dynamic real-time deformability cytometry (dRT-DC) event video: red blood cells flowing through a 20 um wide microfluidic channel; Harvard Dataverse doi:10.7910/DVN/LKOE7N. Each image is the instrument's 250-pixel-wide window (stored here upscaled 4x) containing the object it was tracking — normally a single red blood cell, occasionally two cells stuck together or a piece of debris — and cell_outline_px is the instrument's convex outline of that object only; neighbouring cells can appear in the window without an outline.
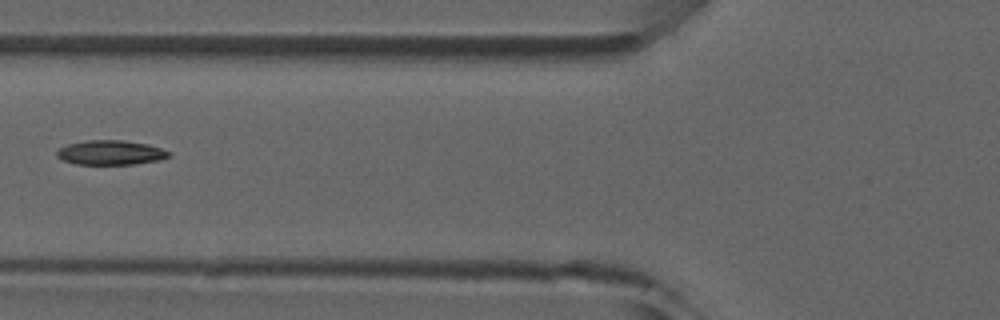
{"species": "common noctule bat (a hibernating species)", "species_latin": "Nyctalus noctula", "temperature_condition": "room temperature", "stored_images_in_passage": 8, "camera_frame_rate_fps": 3000, "um_per_image_px": 0.085, "animal": {"sex": "male", "forearm_length_mm": 52.5}, "frame": {"image": 1, "passage_image": 6, "time_ms": 5.667, "image_size_px": [1000, 320], "cell_outline_px": [[172, 156], [160, 160], [132, 164], [76, 164], [64, 160], [56, 156], [56, 152], [60, 148], [68, 144], [88, 140], [124, 140], [148, 144], [172, 152]], "centroid_in_image_um": [9.45, 12.97], "position_along_channel_um": 116.4, "area_um2": 16.01}}
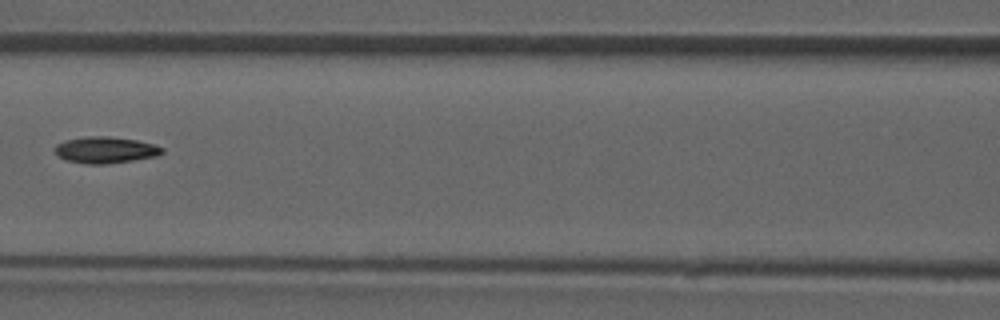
{"frame": {"image": 2, "passage_image": 7, "time_ms": 6.667, "image_size_px": [1000, 320], "cell_outline_px": [[164, 152], [156, 156], [132, 160], [104, 164], [84, 164], [64, 160], [56, 156], [52, 148], [56, 144], [64, 140], [88, 136], [108, 136], [136, 140], [152, 144], [164, 148]], "centroid_in_image_um": [8.87, 12.75], "position_along_channel_um": 157.7, "area_um2": 16.7}}